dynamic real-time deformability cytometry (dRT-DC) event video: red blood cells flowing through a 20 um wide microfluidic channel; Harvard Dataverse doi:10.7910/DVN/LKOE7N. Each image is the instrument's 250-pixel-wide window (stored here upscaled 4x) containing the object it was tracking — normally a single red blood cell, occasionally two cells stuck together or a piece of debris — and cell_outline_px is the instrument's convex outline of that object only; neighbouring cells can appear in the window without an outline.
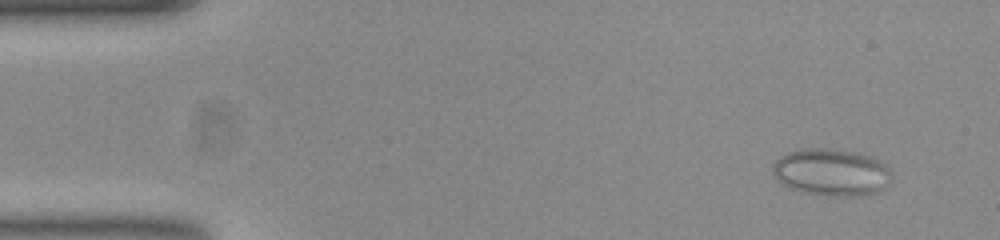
{"species": "common noctule bat (a hibernating species)", "species_latin": "Nyctalus noctula", "temperature_condition": "room temperature", "stored_images_in_passage": 56, "camera_frame_rate_fps": 3000, "um_per_image_px": 0.085, "animal": {"sex": "female", "body_mass_g": 23.0, "forearm_length_mm": 53.4}, "frame": {"image": 1, "passage_image": 4, "time_ms": 1.0, "image_size_px": [1000, 240], "cell_outline_px": [[892, 180], [884, 188], [876, 192], [864, 196], [828, 196], [808, 192], [792, 188], [776, 180], [772, 172], [772, 164], [780, 156], [788, 152], [800, 148], [832, 148], [860, 152], [872, 156], [884, 164], [892, 172]], "centroid_in_image_um": [70.69, 14.62], "position_along_channel_um": 14.3, "area_um2": 33.12}}
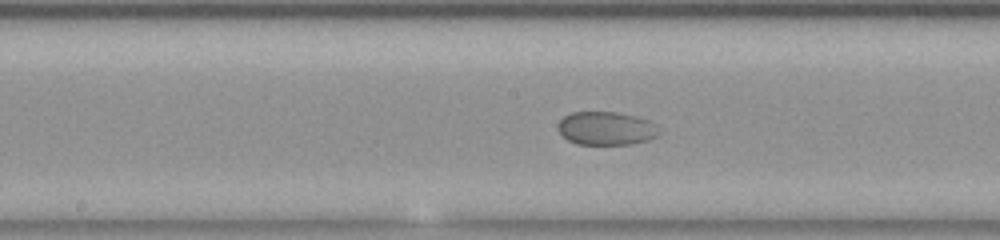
{"frame": {"image": 2, "passage_image": 28, "time_ms": 9.0, "image_size_px": [1000, 240], "cell_outline_px": [[660, 132], [656, 136], [648, 140], [632, 144], [576, 144], [568, 140], [560, 132], [560, 120], [564, 116], [572, 112], [616, 112], [636, 116], [648, 120], [656, 124]], "centroid_in_image_um": [51.56, 10.91], "position_along_channel_um": 196.6, "area_um2": 19.54}}
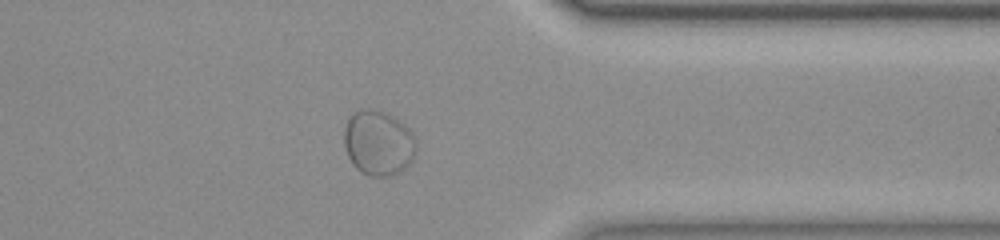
{"frame": {"image": 3, "passage_image": 44, "time_ms": 14.333, "image_size_px": [1000, 240], "cell_outline_px": [[416, 152], [412, 160], [404, 168], [392, 176], [372, 176], [356, 168], [352, 164], [348, 156], [344, 144], [344, 128], [352, 112], [364, 108], [372, 108], [384, 112], [392, 116], [408, 128], [416, 140]], "centroid_in_image_um": [32.15, 12.13], "position_along_channel_um": 379.3, "area_um2": 27.28}}